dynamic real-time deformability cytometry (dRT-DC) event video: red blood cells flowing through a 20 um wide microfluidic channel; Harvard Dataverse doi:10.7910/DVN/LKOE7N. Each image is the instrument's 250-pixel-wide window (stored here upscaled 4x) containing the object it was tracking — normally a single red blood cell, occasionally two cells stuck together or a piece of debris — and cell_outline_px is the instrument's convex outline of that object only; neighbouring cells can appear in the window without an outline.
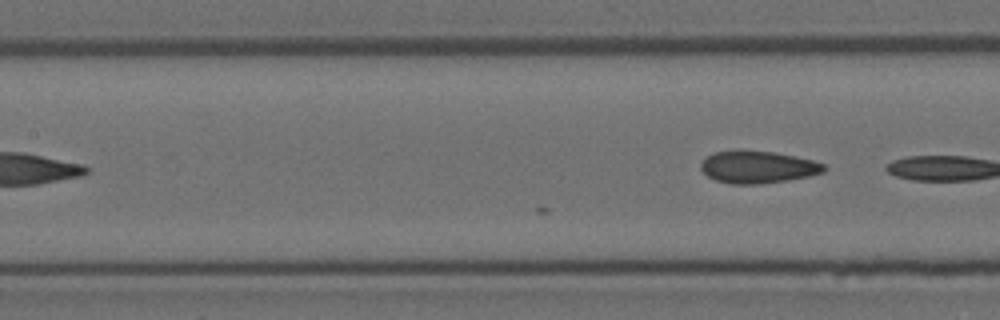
{"species": "Egyptian fruit bat (a non-hibernating species)", "species_latin": "Rousettus aegyptiacus", "temperature_condition": "room temperature", "stored_images_in_passage": 8, "camera_frame_rate_fps": 3000, "um_per_image_px": 0.085, "animal": {"sex": "female"}, "frame": {"image": 1, "passage_image": 8, "time_ms": 2.333, "image_size_px": [1000, 320], "cell_outline_px": [[828, 168], [824, 172], [808, 176], [788, 180], [760, 184], [732, 184], [716, 180], [708, 176], [700, 168], [700, 164], [708, 156], [716, 152], [772, 152], [796, 156], [812, 160], [824, 164]], "centroid_in_image_um": [64.46, 14.23], "position_along_channel_um": 142.9, "area_um2": 22.6}}